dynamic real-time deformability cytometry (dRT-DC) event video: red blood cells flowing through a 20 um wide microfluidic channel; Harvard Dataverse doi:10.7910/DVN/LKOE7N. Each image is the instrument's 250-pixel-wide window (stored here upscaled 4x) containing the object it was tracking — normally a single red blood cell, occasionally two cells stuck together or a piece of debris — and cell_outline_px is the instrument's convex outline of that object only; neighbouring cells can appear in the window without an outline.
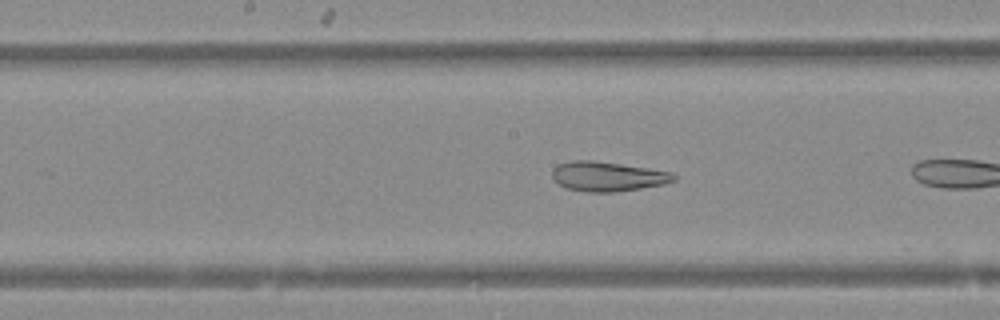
{"species": "Egyptian fruit bat (a non-hibernating species)", "species_latin": "Rousettus aegyptiacus", "temperature_condition": "warm", "stored_images_in_passage": 11, "camera_frame_rate_fps": 3000, "um_per_image_px": 0.085, "animal": {"sex": "female"}, "frame": {"image": 1, "passage_image": 10, "time_ms": 3.0, "image_size_px": [1000, 320], "cell_outline_px": [[676, 180], [664, 184], [640, 188], [612, 192], [588, 192], [564, 188], [552, 176], [552, 168], [556, 164], [576, 160], [592, 160], [648, 168], [672, 172], [676, 176]], "centroid_in_image_um": [51.63, 14.99], "position_along_channel_um": 196.6, "area_um2": 20.92}}